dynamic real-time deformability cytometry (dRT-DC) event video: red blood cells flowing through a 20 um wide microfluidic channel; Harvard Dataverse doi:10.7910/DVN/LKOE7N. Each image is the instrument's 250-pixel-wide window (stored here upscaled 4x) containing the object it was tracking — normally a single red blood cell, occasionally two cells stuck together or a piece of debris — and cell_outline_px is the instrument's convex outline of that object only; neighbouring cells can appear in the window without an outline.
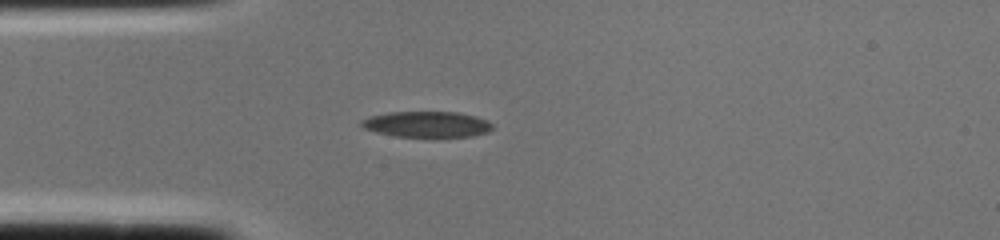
{"species": "common noctule bat (a hibernating species)", "species_latin": "Nyctalus noctula", "temperature_condition": "cold", "stored_images_in_passage": 1, "camera_frame_rate_fps": 3000, "um_per_image_px": 0.085, "animal": {"sex": "female", "body_mass_g": 22.0, "forearm_length_mm": 56.7}, "frame": {"image": 1, "passage_image": 1, "time_ms": 0.0, "image_size_px": [1000, 240], "cell_outline_px": [[492, 128], [488, 132], [472, 136], [396, 136], [376, 132], [364, 128], [360, 124], [360, 120], [368, 116], [388, 112], [456, 112], [476, 116], [488, 120], [492, 124]], "centroid_in_image_um": [36.26, 10.55], "position_along_channel_um": 48.7, "area_um2": 19.65}}